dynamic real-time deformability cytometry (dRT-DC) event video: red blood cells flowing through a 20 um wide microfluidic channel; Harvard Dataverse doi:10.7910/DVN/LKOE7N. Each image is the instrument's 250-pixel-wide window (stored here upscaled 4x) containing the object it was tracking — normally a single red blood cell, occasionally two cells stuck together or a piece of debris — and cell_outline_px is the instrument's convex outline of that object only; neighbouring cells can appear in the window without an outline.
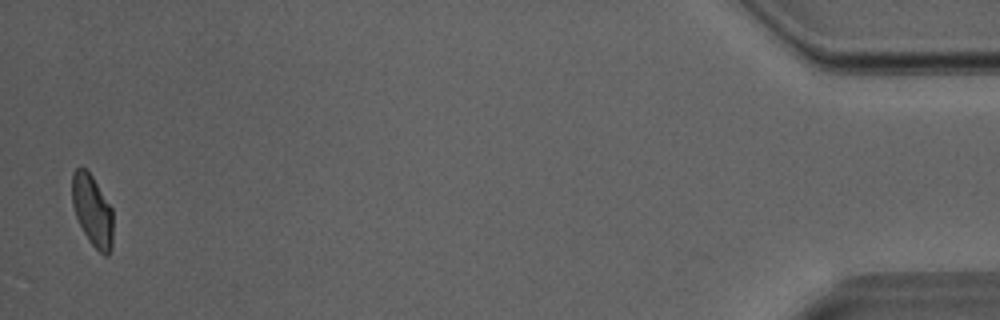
{"species": "Egyptian fruit bat (a non-hibernating species)", "species_latin": "Rousettus aegyptiacus", "temperature_condition": "room temperature", "stored_images_in_passage": 26, "camera_frame_rate_fps": 3000, "um_per_image_px": 0.085, "animal": {"sex": "male"}, "frame": {"image": 1, "passage_image": 26, "time_ms": 8.333, "image_size_px": [1000, 320], "cell_outline_px": [[112, 248], [108, 256], [104, 256], [88, 240], [76, 216], [72, 204], [72, 172], [76, 168], [84, 168], [92, 176], [112, 208]], "centroid_in_image_um": [7.85, 17.91], "position_along_channel_um": 427.3, "area_um2": 16.88}}